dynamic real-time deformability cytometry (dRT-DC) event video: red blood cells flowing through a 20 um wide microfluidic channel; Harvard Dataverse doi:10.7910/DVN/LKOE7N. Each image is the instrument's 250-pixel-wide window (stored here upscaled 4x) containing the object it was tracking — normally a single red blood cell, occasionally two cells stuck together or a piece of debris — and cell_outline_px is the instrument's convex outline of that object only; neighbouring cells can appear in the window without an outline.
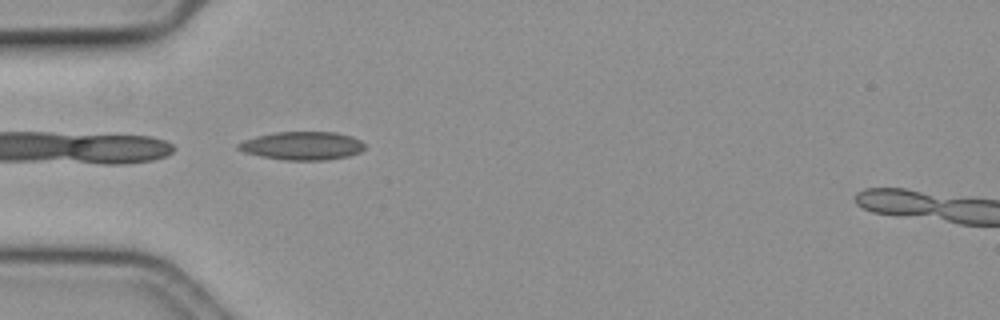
{"species": "common noctule bat (a hibernating species)", "species_latin": "Nyctalus noctula", "temperature_condition": "cold", "stored_images_in_passage": 38, "camera_frame_rate_fps": 3000, "um_per_image_px": 0.085, "animal": {"sex": "female", "body_mass_g": 19.3, "forearm_length_mm": 54.1}, "frame": {"image": 1, "passage_image": 2, "time_ms": 0.333, "image_size_px": [1000, 320], "cell_outline_px": [[364, 148], [360, 152], [348, 156], [324, 160], [288, 160], [260, 156], [244, 152], [236, 148], [236, 144], [244, 140], [256, 136], [276, 132], [336, 132], [352, 136], [360, 140], [364, 144]], "centroid_in_image_um": [25.68, 12.38], "position_along_channel_um": 59.3, "area_um2": 20.81}}
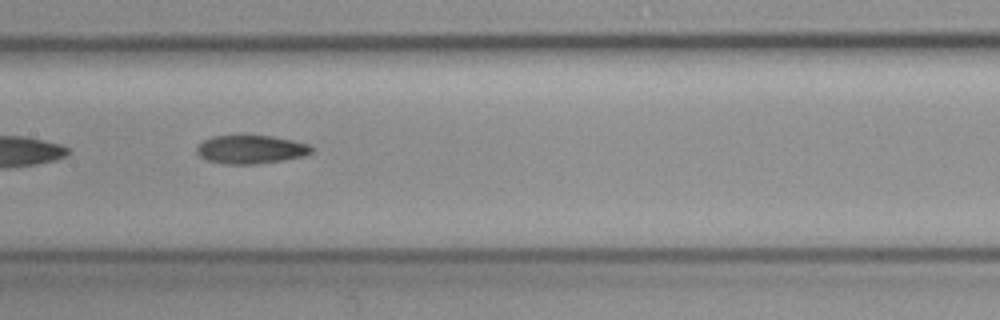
{"frame": {"image": 2, "passage_image": 13, "time_ms": 4.0, "image_size_px": [1000, 320], "cell_outline_px": [[312, 152], [304, 156], [256, 164], [224, 164], [208, 160], [200, 156], [196, 152], [196, 148], [204, 140], [212, 136], [272, 136], [292, 140], [308, 144], [312, 148]], "centroid_in_image_um": [21.31, 12.7], "position_along_channel_um": 186.1, "area_um2": 18.79}}
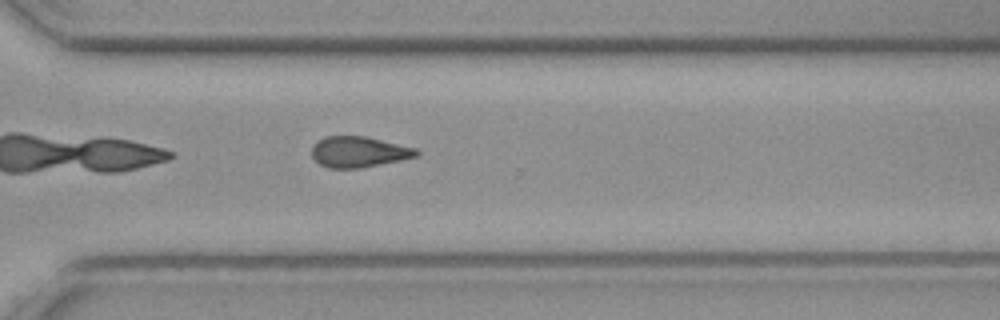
{"frame": {"image": 3, "passage_image": 26, "time_ms": 8.333, "image_size_px": [1000, 320], "cell_outline_px": [[420, 152], [416, 156], [400, 160], [360, 168], [328, 168], [320, 164], [312, 156], [312, 148], [324, 136], [364, 136], [416, 148]], "centroid_in_image_um": [30.49, 12.91], "position_along_channel_um": 340.1, "area_um2": 18.5}}